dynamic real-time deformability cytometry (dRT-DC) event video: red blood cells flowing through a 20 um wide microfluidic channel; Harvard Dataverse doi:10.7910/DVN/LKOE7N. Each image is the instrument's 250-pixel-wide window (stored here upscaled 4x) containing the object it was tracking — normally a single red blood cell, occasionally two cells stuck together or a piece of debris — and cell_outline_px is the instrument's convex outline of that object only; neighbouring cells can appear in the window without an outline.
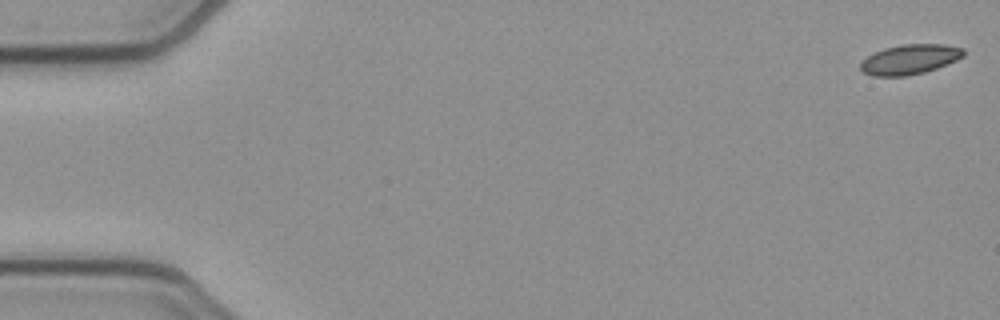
{"species": "common noctule bat (a hibernating species)", "species_latin": "Nyctalus noctula", "temperature_condition": "cold", "stored_images_in_passage": 53, "camera_frame_rate_fps": 3000, "um_per_image_px": 0.085, "animal": {"sex": "female", "body_mass_g": 21.9}, "frame": {"image": 1, "passage_image": 1, "time_ms": 0.0, "image_size_px": [1000, 320], "cell_outline_px": [[964, 56], [956, 60], [936, 68], [924, 72], [904, 76], [872, 76], [864, 72], [860, 68], [860, 60], [884, 48], [900, 44], [944, 44], [964, 48]], "centroid_in_image_um": [77.32, 5.04], "position_along_channel_um": 7.7, "area_um2": 17.92}}
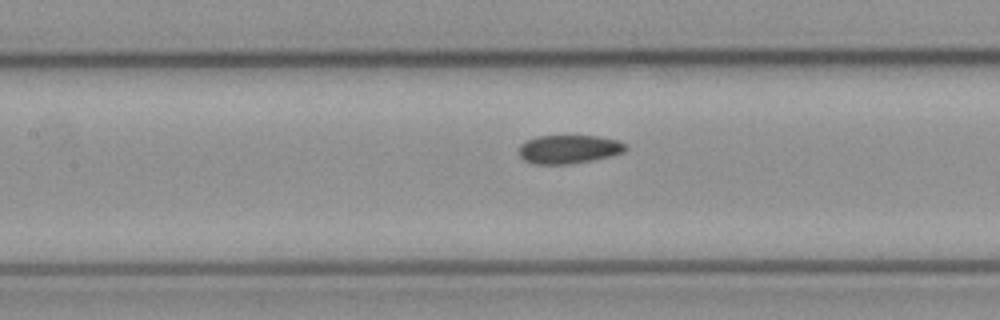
{"frame": {"image": 2, "passage_image": 24, "time_ms": 7.667, "image_size_px": [1000, 320], "cell_outline_px": [[628, 148], [624, 152], [612, 156], [572, 164], [532, 164], [524, 160], [516, 152], [516, 148], [524, 140], [536, 136], [596, 136], [620, 140], [628, 144]], "centroid_in_image_um": [48.33, 12.68], "position_along_channel_um": 159.1, "area_um2": 18.32}}
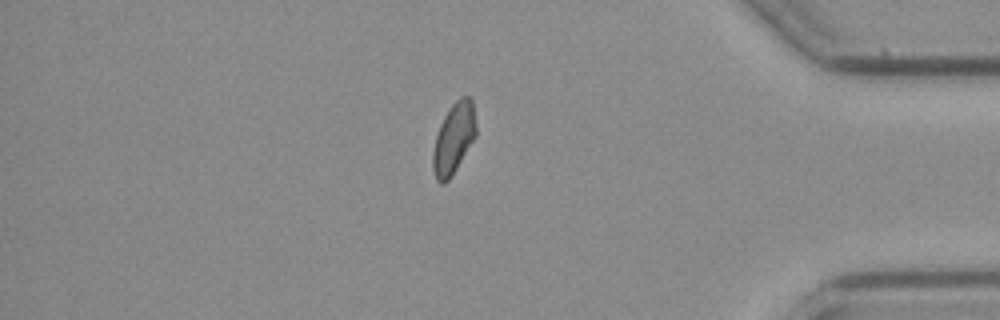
{"frame": {"image": 3, "passage_image": 45, "time_ms": 14.667, "image_size_px": [1000, 320], "cell_outline_px": [[476, 136], [452, 176], [444, 184], [440, 184], [436, 180], [432, 168], [432, 152], [436, 136], [440, 124], [444, 116], [452, 104], [460, 96], [468, 96], [472, 100], [476, 124]], "centroid_in_image_um": [38.55, 11.79], "position_along_channel_um": 396.6, "area_um2": 17.92}, "authors_computed_cell_mechanics": {"area_um2": 17.918, "velocity_mm_per_s": 3.8745, "shape_relaxation_time_tau1_ms": null, "shape_relaxation_time_tau2_ms": 4.1898, "deformation_change_tau1": null, "deformation_change_tau2": 0.0657}}